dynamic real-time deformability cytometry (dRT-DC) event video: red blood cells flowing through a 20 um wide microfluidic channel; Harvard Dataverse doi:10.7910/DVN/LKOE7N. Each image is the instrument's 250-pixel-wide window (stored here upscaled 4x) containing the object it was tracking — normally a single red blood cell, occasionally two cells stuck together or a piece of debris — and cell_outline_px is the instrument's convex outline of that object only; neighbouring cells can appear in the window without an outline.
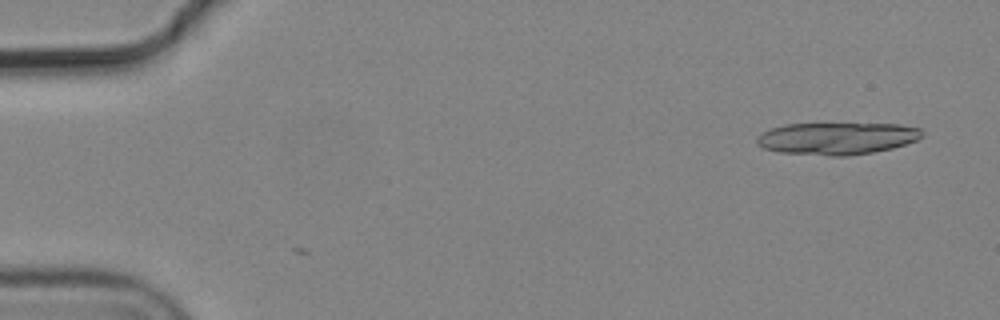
{"species": "common noctule bat (a hibernating species)", "species_latin": "Nyctalus noctula", "temperature_condition": "cold", "stored_images_in_passage": 6, "camera_frame_rate_fps": 3000, "um_per_image_px": 0.085, "animal": {"sex": "male", "body_mass_g": 19.2, "forearm_length_mm": 51.8}, "frame": {"image": 1, "passage_image": 1, "time_ms": 0.0, "image_size_px": [1000, 320], "cell_outline_px": [[924, 136], [916, 140], [892, 148], [872, 152], [848, 156], [828, 156], [780, 152], [764, 148], [756, 144], [756, 140], [760, 132], [772, 128], [788, 124], [900, 124], [920, 128], [924, 132]], "centroid_in_image_um": [71.14, 11.76], "position_along_channel_um": 13.9, "area_um2": 30.98}}